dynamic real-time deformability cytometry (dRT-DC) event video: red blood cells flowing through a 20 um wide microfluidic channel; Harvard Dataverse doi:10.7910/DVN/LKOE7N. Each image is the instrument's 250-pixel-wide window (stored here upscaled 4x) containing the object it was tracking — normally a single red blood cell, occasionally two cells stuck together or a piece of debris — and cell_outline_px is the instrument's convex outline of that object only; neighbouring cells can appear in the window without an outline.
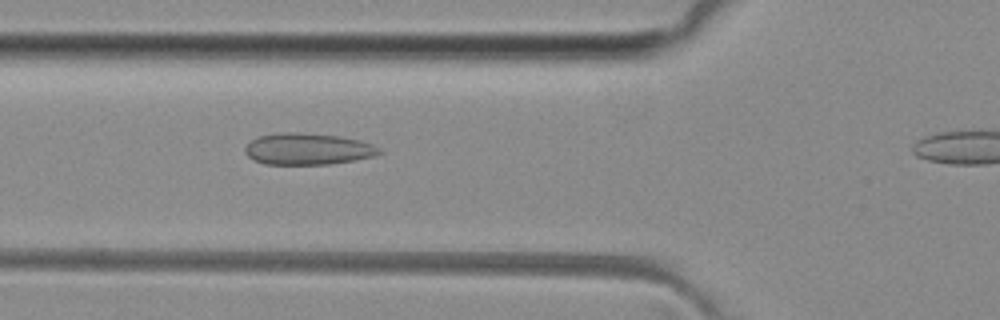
{"species": "common noctule bat (a hibernating species)", "species_latin": "Nyctalus noctula", "temperature_condition": "room temperature", "stored_images_in_passage": 11, "camera_frame_rate_fps": 3000, "um_per_image_px": 0.085, "animal": {"sex": "female", "body_mass_g": 29.2, "forearm_length_mm": 56.3}, "frame": {"image": 1, "passage_image": 10, "time_ms": 3.0, "image_size_px": [1000, 320], "cell_outline_px": [[384, 152], [372, 156], [352, 160], [328, 164], [264, 164], [248, 156], [244, 152], [244, 148], [252, 140], [260, 136], [276, 132], [300, 132], [336, 136], [356, 140], [372, 144], [380, 148]], "centroid_in_image_um": [26.13, 12.66], "position_along_channel_um": 99.7, "area_um2": 24.39}}